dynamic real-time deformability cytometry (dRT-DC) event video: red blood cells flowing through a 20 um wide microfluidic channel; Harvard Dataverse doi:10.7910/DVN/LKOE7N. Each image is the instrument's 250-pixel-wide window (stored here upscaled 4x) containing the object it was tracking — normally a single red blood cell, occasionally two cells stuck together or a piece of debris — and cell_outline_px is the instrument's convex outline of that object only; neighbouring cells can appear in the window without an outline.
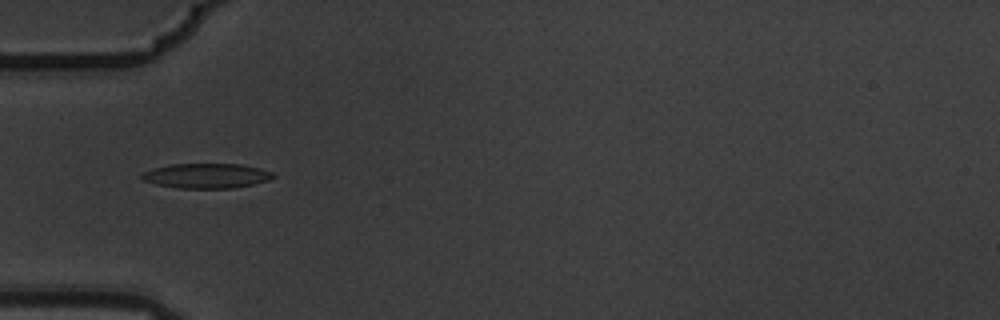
{"species": "common noctule bat (a hibernating species)", "species_latin": "Nyctalus noctula", "temperature_condition": "warm", "stored_images_in_passage": 15, "camera_frame_rate_fps": 3000, "um_per_image_px": 0.085, "animal": {"sex": "male", "body_mass_g": 19.5, "forearm_length_mm": 54.6}, "frame": {"image": 1, "passage_image": 5, "time_ms": 1.333, "image_size_px": [1000, 320], "cell_outline_px": [[276, 176], [268, 180], [252, 184], [232, 188], [180, 188], [156, 184], [144, 180], [140, 176], [144, 172], [152, 168], [172, 164], [240, 164], [260, 168], [272, 172]], "centroid_in_image_um": [17.55, 14.93], "position_along_channel_um": 67.4, "area_um2": 18.84}}
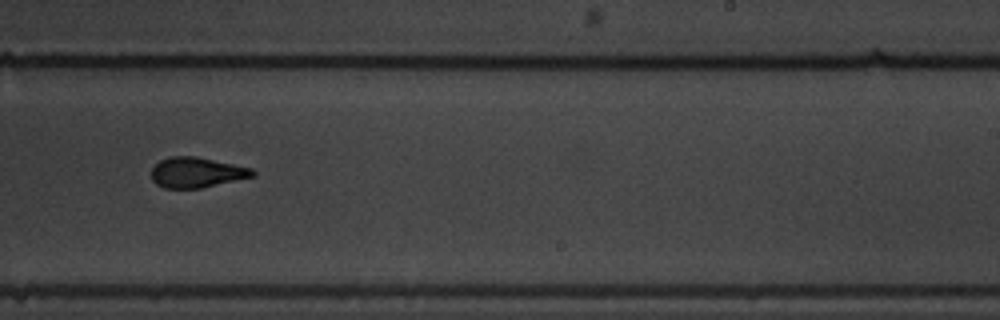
{"frame": {"image": 2, "passage_image": 10, "time_ms": 3.0, "image_size_px": [1000, 320], "cell_outline_px": [[256, 176], [200, 188], [164, 188], [156, 184], [152, 180], [152, 168], [160, 160], [168, 156], [196, 156], [252, 168], [256, 172]], "centroid_in_image_um": [16.72, 14.65], "position_along_channel_um": 272.3, "area_um2": 17.92}}
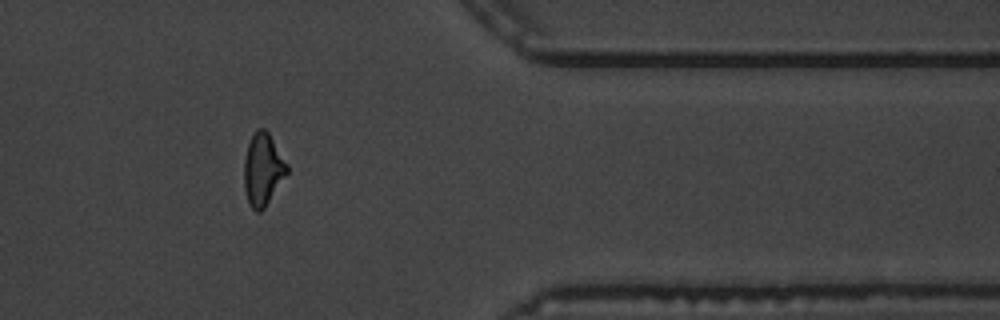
{"frame": {"image": 3, "passage_image": 13, "time_ms": 4.0, "image_size_px": [1000, 320], "cell_outline_px": [[288, 172], [264, 208], [260, 212], [256, 212], [248, 204], [244, 188], [244, 160], [248, 144], [256, 128], [264, 128], [268, 132], [288, 164]], "centroid_in_image_um": [22.33, 14.4], "position_along_channel_um": 389.1, "area_um2": 18.03}}